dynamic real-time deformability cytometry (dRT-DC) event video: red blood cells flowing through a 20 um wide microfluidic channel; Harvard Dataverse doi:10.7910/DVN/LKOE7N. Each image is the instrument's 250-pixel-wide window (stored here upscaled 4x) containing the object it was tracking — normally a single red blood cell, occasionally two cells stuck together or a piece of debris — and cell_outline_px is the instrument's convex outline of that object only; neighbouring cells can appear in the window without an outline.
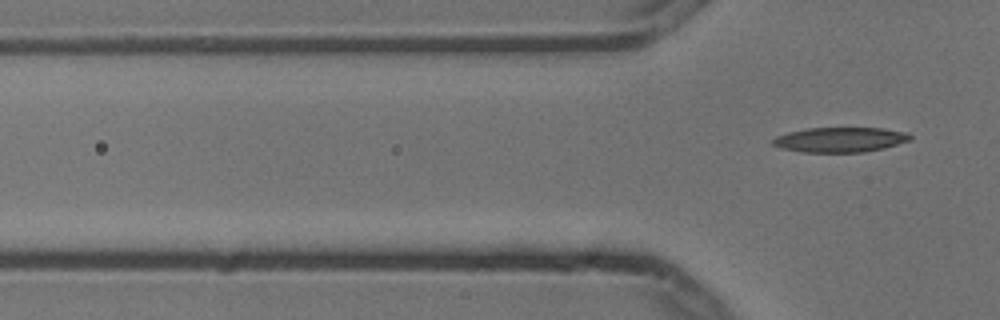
{"species": "common noctule bat (a hibernating species)", "species_latin": "Nyctalus noctula", "temperature_condition": "cold", "stored_images_in_passage": 3, "camera_frame_rate_fps": 3000, "um_per_image_px": 0.085, "animal": {"sex": "male", "body_mass_g": 13.3}, "frame": {"image": 1, "passage_image": 3, "time_ms": 0.667, "image_size_px": [1000, 320], "cell_outline_px": [[912, 140], [884, 148], [864, 152], [804, 152], [780, 148], [772, 144], [772, 140], [776, 136], [788, 132], [808, 128], [884, 128], [908, 132], [912, 136]], "centroid_in_image_um": [71.44, 11.87], "position_along_channel_um": 54.4, "area_um2": 20.06}}